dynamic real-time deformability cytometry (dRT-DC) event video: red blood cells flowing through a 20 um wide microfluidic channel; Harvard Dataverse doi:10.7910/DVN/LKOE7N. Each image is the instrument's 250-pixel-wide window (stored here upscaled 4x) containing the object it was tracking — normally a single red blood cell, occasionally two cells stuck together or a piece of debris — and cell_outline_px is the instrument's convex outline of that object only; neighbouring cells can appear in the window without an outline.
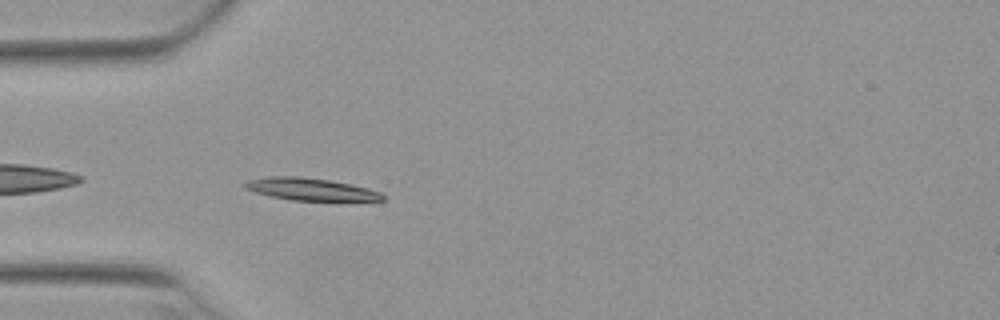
{"species": "Egyptian fruit bat (a non-hibernating species)", "species_latin": "Rousettus aegyptiacus", "temperature_condition": "warm", "stored_images_in_passage": 38, "camera_frame_rate_fps": 3000, "um_per_image_px": 0.085, "animal": {"sex": "female"}, "frame": {"image": 1, "passage_image": 2, "time_ms": 0.333, "image_size_px": [1000, 320], "cell_outline_px": [[384, 200], [292, 200], [268, 196], [244, 188], [244, 184], [248, 180], [272, 176], [300, 176], [328, 180], [368, 188], [380, 192], [384, 196]], "centroid_in_image_um": [26.36, 16.08], "position_along_channel_um": 58.6, "area_um2": 17.57}}
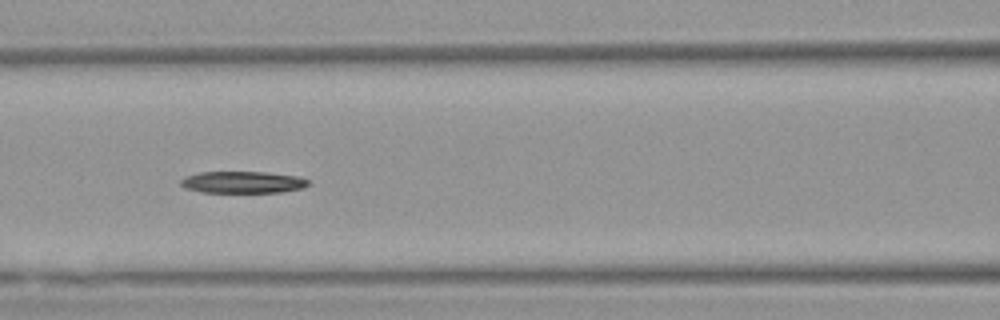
{"frame": {"image": 2, "passage_image": 9, "time_ms": 2.667, "image_size_px": [1000, 320], "cell_outline_px": [[308, 184], [304, 188], [280, 192], [200, 192], [184, 188], [180, 184], [180, 180], [188, 176], [200, 172], [264, 172], [296, 176], [308, 180]], "centroid_in_image_um": [20.61, 15.49], "position_along_channel_um": 146.0, "area_um2": 16.07}}
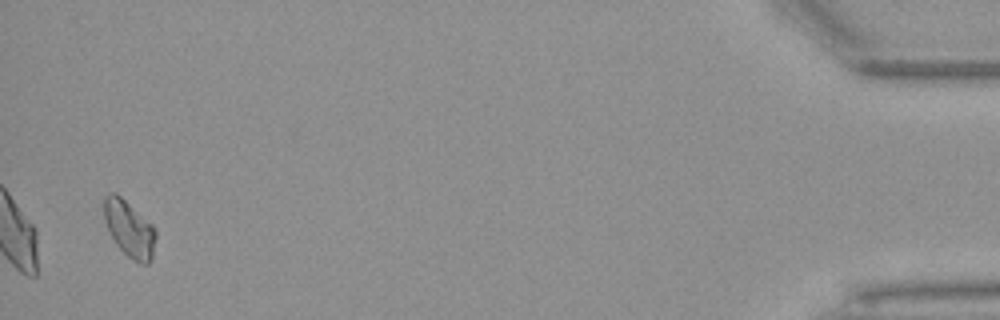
{"frame": {"image": 3, "passage_image": 37, "time_ms": 12.0, "image_size_px": [1000, 320], "cell_outline_px": [[156, 236], [152, 260], [148, 264], [140, 264], [132, 260], [116, 244], [104, 220], [104, 196], [108, 192], [116, 192], [152, 224], [156, 232]], "centroid_in_image_um": [11.0, 19.45], "position_along_channel_um": 424.2, "area_um2": 16.99}, "authors_computed_cell_mechanics": {"area_um2": 16.9932, "velocity_mm_per_s": 3.9103, "shape_relaxation_time_tau1_ms": 3.3507, "shape_relaxation_time_tau2_ms": null, "deformation_change_tau1": 0.1254, "deformation_change_tau2": null}}